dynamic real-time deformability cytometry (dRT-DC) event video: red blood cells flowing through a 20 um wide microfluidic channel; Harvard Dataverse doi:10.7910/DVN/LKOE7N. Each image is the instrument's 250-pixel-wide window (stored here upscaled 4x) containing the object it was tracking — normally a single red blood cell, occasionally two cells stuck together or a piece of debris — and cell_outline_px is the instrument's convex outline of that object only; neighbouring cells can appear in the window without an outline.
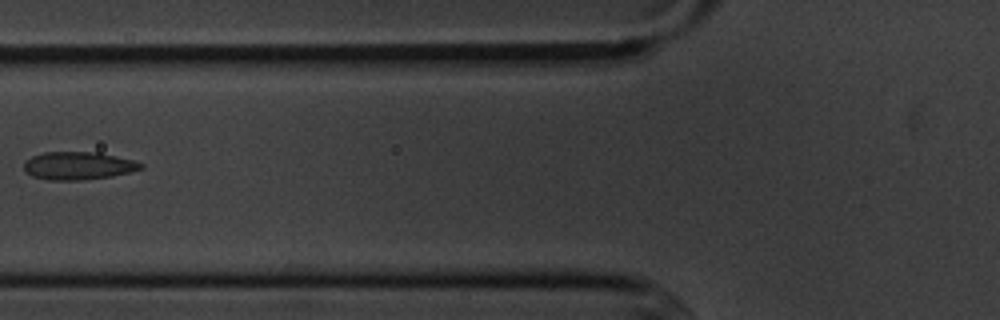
{"species": "common noctule bat (a hibernating species)", "species_latin": "Nyctalus noctula", "temperature_condition": "cold", "stored_images_in_passage": 2, "camera_frame_rate_fps": 3000, "um_per_image_px": 0.085, "animal": {"sex": "male", "body_mass_g": 20.1, "forearm_length_mm": 53.5}, "frame": {"image": 1, "passage_image": 2, "time_ms": 1.667, "image_size_px": [1000, 320], "cell_outline_px": [[144, 168], [112, 176], [84, 180], [48, 180], [32, 176], [24, 168], [24, 164], [32, 156], [44, 152], [100, 152], [132, 160], [144, 164]], "centroid_in_image_um": [6.67, 14.09], "position_along_channel_um": 119.1, "area_um2": 18.9}}